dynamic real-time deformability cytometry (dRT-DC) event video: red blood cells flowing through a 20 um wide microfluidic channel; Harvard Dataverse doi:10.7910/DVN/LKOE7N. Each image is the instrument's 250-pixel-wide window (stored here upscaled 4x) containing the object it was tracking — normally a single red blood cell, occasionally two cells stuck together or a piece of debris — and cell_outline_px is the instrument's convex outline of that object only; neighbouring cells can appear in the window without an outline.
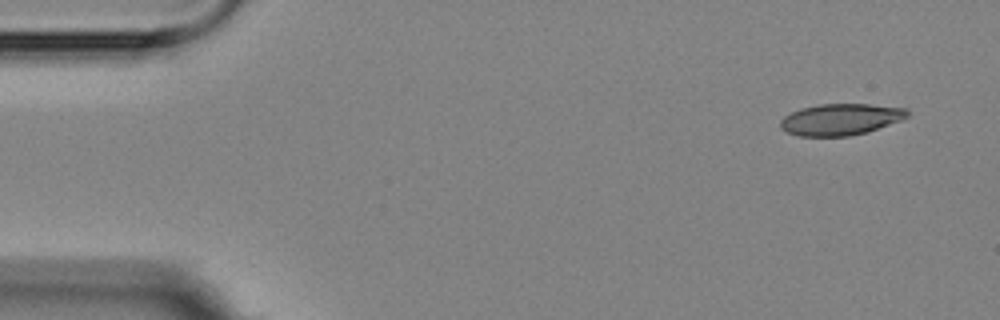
{"species": "Egyptian fruit bat (a non-hibernating species)", "species_latin": "Rousettus aegyptiacus", "temperature_condition": "room temperature", "stored_images_in_passage": 16, "camera_frame_rate_fps": 3000, "um_per_image_px": 0.085, "animal": {"sex": "female"}, "frame": {"image": 1, "passage_image": 1, "time_ms": 0.0, "image_size_px": [1000, 320], "cell_outline_px": [[908, 116], [900, 120], [868, 132], [848, 136], [800, 136], [788, 132], [780, 128], [780, 120], [784, 116], [800, 108], [820, 104], [868, 104], [908, 108]], "centroid_in_image_um": [71.44, 10.14], "position_along_channel_um": 13.6, "area_um2": 23.24}}
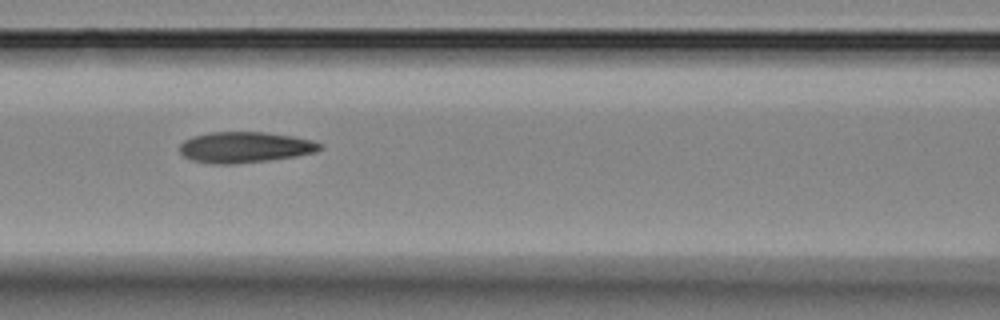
{"frame": {"image": 2, "passage_image": 7, "time_ms": 6.667, "image_size_px": [1000, 320], "cell_outline_px": [[324, 148], [316, 152], [296, 156], [268, 160], [232, 164], [212, 164], [192, 160], [184, 156], [180, 152], [180, 144], [184, 140], [192, 136], [212, 132], [264, 132], [292, 136], [312, 140], [320, 144]], "centroid_in_image_um": [20.81, 12.52], "position_along_channel_um": 145.8, "area_um2": 25.2}}
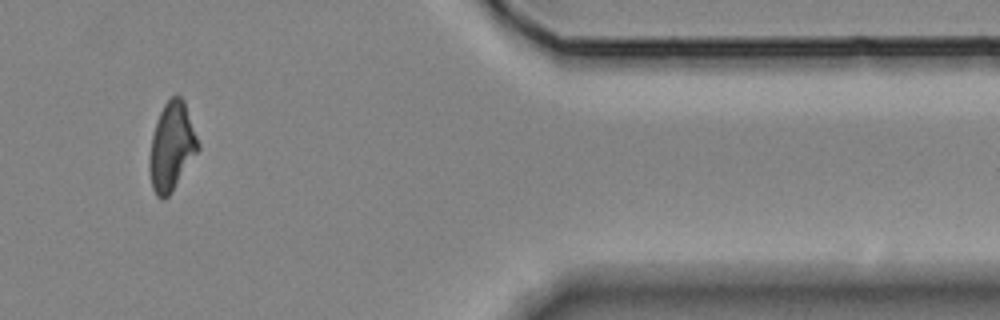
{"frame": {"image": 3, "passage_image": 14, "time_ms": 14.667, "image_size_px": [1000, 320], "cell_outline_px": [[200, 148], [168, 196], [164, 200], [160, 200], [156, 196], [152, 188], [148, 168], [152, 136], [160, 112], [164, 104], [172, 96], [180, 96], [184, 100], [200, 144]], "centroid_in_image_um": [14.59, 12.48], "position_along_channel_um": 396.8, "area_um2": 24.74}, "authors_computed_cell_mechanics": {"area_um2": 24.9696, "velocity_mm_per_s": 3.5563, "shape_relaxation_time_tau1_ms": 8.1312, "shape_relaxation_time_tau2_ms": 6.8729, "deformation_change_tau1": 0.2113, "deformation_change_tau2": 0.1564}}